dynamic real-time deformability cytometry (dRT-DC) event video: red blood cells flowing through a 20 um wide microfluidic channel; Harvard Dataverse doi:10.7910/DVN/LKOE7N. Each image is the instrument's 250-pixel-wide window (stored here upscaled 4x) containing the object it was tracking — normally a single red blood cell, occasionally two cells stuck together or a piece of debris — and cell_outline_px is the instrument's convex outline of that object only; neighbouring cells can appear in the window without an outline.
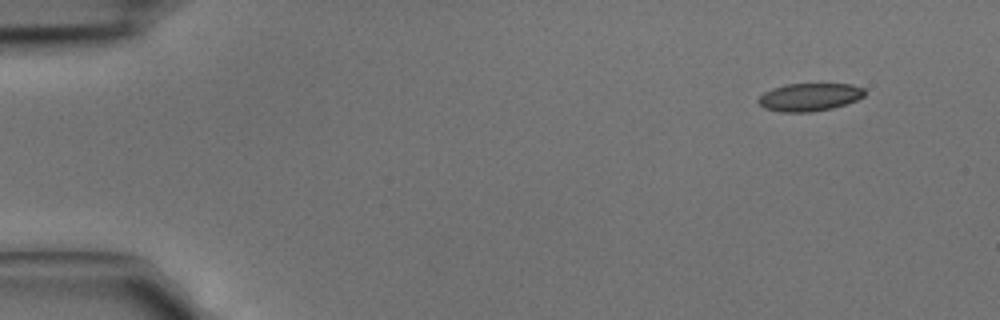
{"species": "common noctule bat (a hibernating species)", "species_latin": "Nyctalus noctula", "temperature_condition": "cold", "stored_images_in_passage": 4, "camera_frame_rate_fps": 3000, "um_per_image_px": 0.085, "animal": {"sex": "male", "body_mass_g": 15.6}, "frame": {"image": 1, "passage_image": 4, "time_ms": 1.0, "image_size_px": [1000, 320], "cell_outline_px": [[864, 96], [856, 100], [832, 108], [812, 112], [780, 112], [764, 108], [756, 100], [764, 92], [772, 88], [784, 84], [852, 84], [864, 88]], "centroid_in_image_um": [68.78, 8.25], "position_along_channel_um": 16.2, "area_um2": 17.28}}